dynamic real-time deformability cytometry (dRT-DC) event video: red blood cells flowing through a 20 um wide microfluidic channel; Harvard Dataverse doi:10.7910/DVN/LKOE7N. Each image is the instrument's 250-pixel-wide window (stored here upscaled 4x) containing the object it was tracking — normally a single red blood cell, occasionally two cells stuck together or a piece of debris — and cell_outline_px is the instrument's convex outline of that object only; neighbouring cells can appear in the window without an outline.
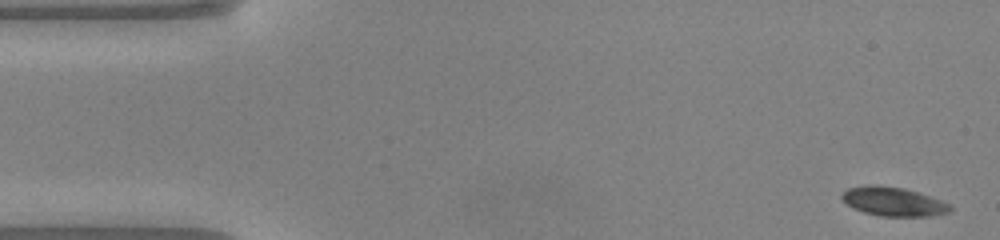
{"species": "common noctule bat (a hibernating species)", "species_latin": "Nyctalus noctula", "temperature_condition": "warm", "stored_images_in_passage": 48, "camera_frame_rate_fps": 3000, "um_per_image_px": 0.085, "animal": {"sex": "male", "body_mass_g": 20.0, "forearm_length_mm": 53.3}, "frame": {"image": 1, "passage_image": 1, "time_ms": 0.0, "image_size_px": [1000, 240], "cell_outline_px": [[952, 208], [948, 212], [932, 216], [880, 216], [864, 212], [852, 208], [840, 196], [848, 188], [868, 184], [876, 184], [904, 188], [920, 192], [952, 204]], "centroid_in_image_um": [75.96, 17.12], "position_along_channel_um": 9.0, "area_um2": 18.44}}
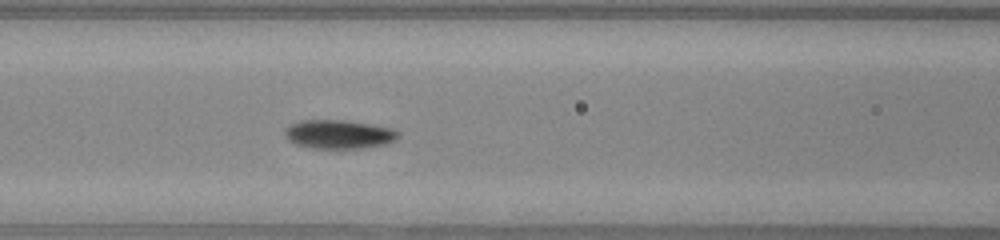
{"frame": {"image": 2, "passage_image": 19, "time_ms": 6.0, "image_size_px": [1000, 240], "cell_outline_px": [[400, 136], [396, 140], [388, 144], [364, 148], [308, 148], [296, 144], [288, 140], [284, 136], [284, 128], [300, 120], [344, 120], [392, 128], [400, 132]], "centroid_in_image_um": [28.8, 11.42], "position_along_channel_um": 137.8, "area_um2": 19.25}}
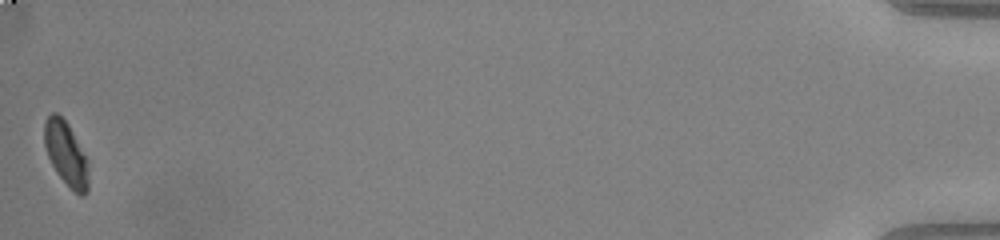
{"frame": {"image": 3, "passage_image": 48, "time_ms": 15.667, "image_size_px": [1000, 240], "cell_outline_px": [[88, 192], [84, 196], [80, 196], [56, 172], [48, 156], [44, 144], [44, 124], [48, 116], [52, 112], [56, 112], [68, 124], [88, 160]], "centroid_in_image_um": [5.62, 13.06], "position_along_channel_um": 429.6, "area_um2": 16.24}, "authors_computed_cell_mechanics": {"area_um2": 18.0914, "velocity_mm_per_s": 4.0983, "shape_relaxation_time_tau1_ms": 2.9182, "shape_relaxation_time_tau2_ms": 1.3978, "deformation_change_tau1": 0.1551, "deformation_change_tau2": 0.0588}}